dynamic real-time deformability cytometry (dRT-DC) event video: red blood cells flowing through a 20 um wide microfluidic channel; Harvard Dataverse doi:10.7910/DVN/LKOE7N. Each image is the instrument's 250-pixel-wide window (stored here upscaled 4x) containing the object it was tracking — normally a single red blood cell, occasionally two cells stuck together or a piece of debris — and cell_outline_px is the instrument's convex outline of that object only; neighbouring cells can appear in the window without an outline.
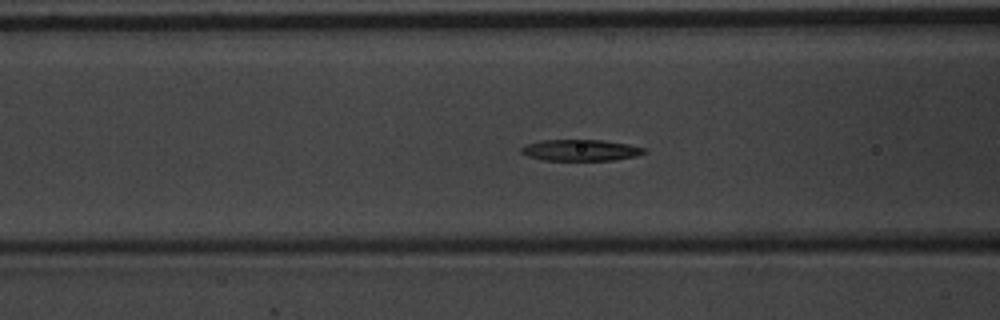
{"species": "common noctule bat (a hibernating species)", "species_latin": "Nyctalus noctula", "temperature_condition": "warm", "stored_images_in_passage": 40, "camera_frame_rate_fps": 3000, "um_per_image_px": 0.085, "animal": {"sex": "male", "body_mass_g": 20.1, "forearm_length_mm": 53.5}, "frame": {"image": 1, "passage_image": 7, "time_ms": 2.0, "image_size_px": [1000, 320], "cell_outline_px": [[648, 152], [636, 156], [612, 160], [544, 160], [528, 156], [520, 152], [520, 148], [524, 144], [540, 140], [604, 140], [628, 144], [648, 148]], "centroid_in_image_um": [49.36, 12.76], "position_along_channel_um": 117.2, "area_um2": 15.43}}
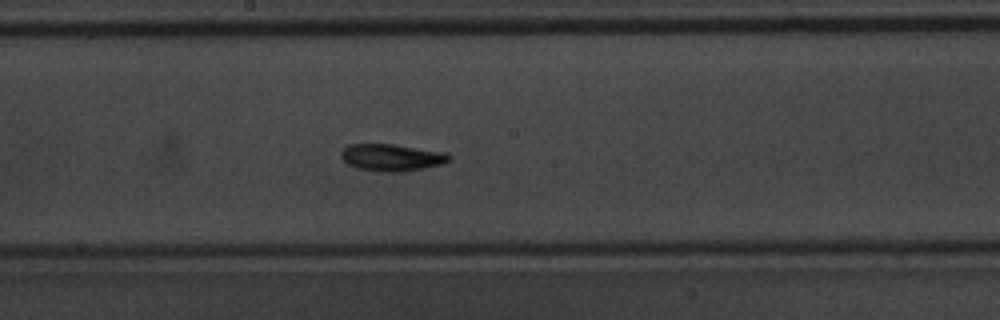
{"frame": {"image": 2, "passage_image": 15, "time_ms": 4.667, "image_size_px": [1000, 320], "cell_outline_px": [[452, 156], [448, 160], [440, 164], [400, 172], [380, 172], [356, 168], [348, 164], [340, 156], [340, 152], [348, 144], [392, 144], [444, 152]], "centroid_in_image_um": [33.22, 13.38], "position_along_channel_um": 215.0, "area_um2": 16.82}}
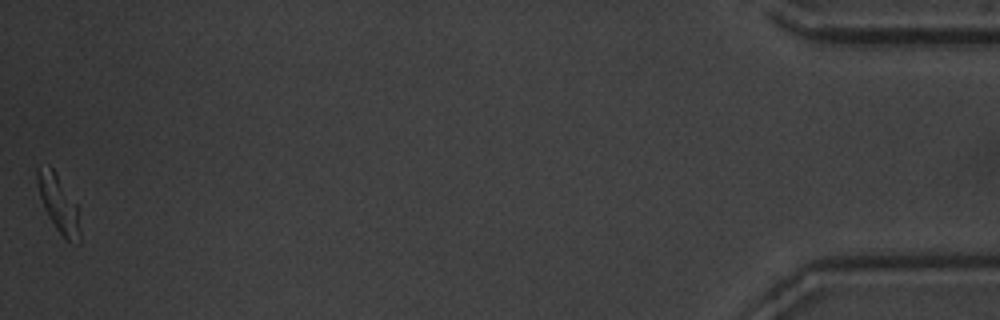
{"frame": {"image": 3, "passage_image": 40, "time_ms": 13.0, "image_size_px": [1000, 320], "cell_outline_px": [[80, 244], [72, 244], [64, 240], [48, 216], [44, 208], [40, 196], [36, 180], [36, 168], [48, 164], [56, 172], [76, 204], [80, 232]], "centroid_in_image_um": [4.97, 17.34], "position_along_channel_um": 430.2, "area_um2": 14.28}, "authors_computed_cell_mechanics": {"area_um2": 15.6638, "velocity_mm_per_s": 3.6586, "shape_relaxation_time_tau1_ms": 3.8414, "shape_relaxation_time_tau2_ms": 7.4413, "deformation_change_tau1": 0.1613, "deformation_change_tau2": 0.1714}}